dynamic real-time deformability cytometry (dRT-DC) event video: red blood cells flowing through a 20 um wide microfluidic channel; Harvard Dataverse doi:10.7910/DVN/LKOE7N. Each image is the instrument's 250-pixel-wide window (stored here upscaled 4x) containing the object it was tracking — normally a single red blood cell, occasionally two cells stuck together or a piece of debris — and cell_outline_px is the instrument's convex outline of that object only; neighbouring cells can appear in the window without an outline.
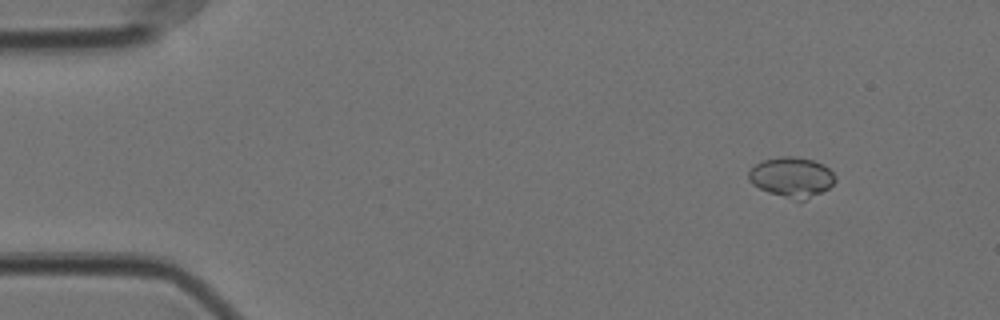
{"species": "Egyptian fruit bat (a non-hibernating species)", "species_latin": "Rousettus aegyptiacus", "temperature_condition": "cold", "stored_images_in_passage": 52, "camera_frame_rate_fps": 3000, "um_per_image_px": 0.085, "animal": {"sex": "female"}, "frame": {"image": 1, "passage_image": 1, "time_ms": 0.0, "image_size_px": [1000, 320], "cell_outline_px": [[836, 180], [828, 188], [800, 204], [768, 192], [752, 184], [748, 180], [748, 172], [760, 160], [780, 156], [792, 156], [812, 160], [824, 164], [836, 176]], "centroid_in_image_um": [67.29, 15.09], "position_along_channel_um": 17.7, "area_um2": 20.69}}
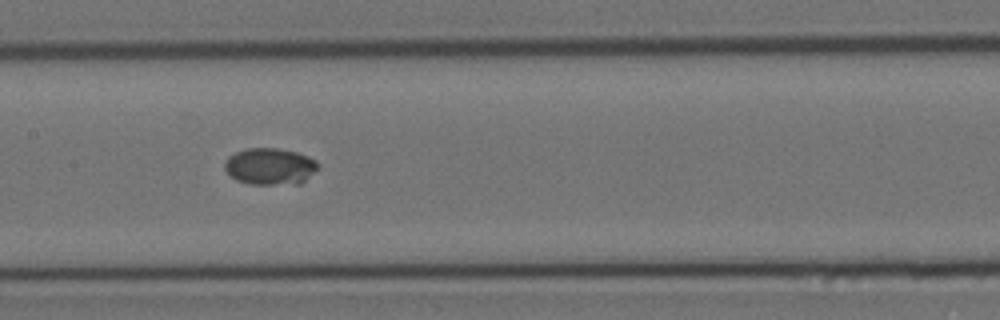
{"frame": {"image": 2, "passage_image": 23, "time_ms": 7.333, "image_size_px": [1000, 320], "cell_outline_px": [[320, 164], [300, 184], [248, 184], [236, 180], [224, 168], [224, 164], [228, 156], [236, 152], [248, 148], [276, 148], [296, 152], [308, 156], [316, 160]], "centroid_in_image_um": [22.93, 14.14], "position_along_channel_um": 184.5, "area_um2": 19.83}}
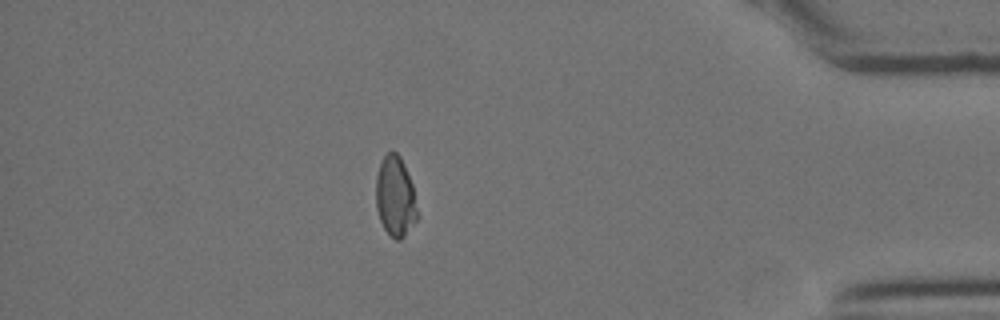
{"frame": {"image": 3, "passage_image": 45, "time_ms": 14.667, "image_size_px": [1000, 320], "cell_outline_px": [[416, 220], [404, 236], [400, 240], [396, 240], [384, 228], [380, 220], [376, 208], [376, 176], [380, 164], [384, 156], [392, 148], [400, 156], [404, 164], [412, 184], [416, 208]], "centroid_in_image_um": [33.57, 16.67], "position_along_channel_um": 401.6, "area_um2": 19.07}}